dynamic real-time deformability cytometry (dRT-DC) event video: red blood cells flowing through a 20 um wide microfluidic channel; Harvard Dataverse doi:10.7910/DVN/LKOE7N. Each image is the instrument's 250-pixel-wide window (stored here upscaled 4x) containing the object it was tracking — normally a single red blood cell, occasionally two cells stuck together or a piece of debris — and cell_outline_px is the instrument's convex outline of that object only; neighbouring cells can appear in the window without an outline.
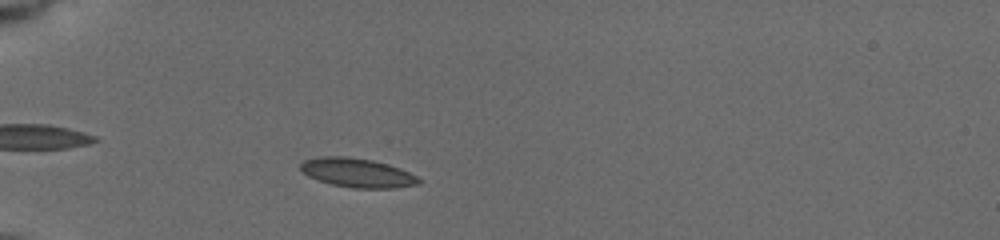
{"species": "common noctule bat (a hibernating species)", "species_latin": "Nyctalus noctula", "temperature_condition": "cold", "stored_images_in_passage": 41, "camera_frame_rate_fps": 3000, "um_per_image_px": 0.085, "animal": {"sex": "female", "body_mass_g": 19.5, "forearm_length_mm": 54.1}, "frame": {"image": 1, "passage_image": 8, "time_ms": 2.0, "image_size_px": [1000, 240], "cell_outline_px": [[420, 184], [396, 188], [352, 188], [332, 184], [308, 176], [300, 168], [300, 164], [304, 160], [320, 156], [344, 156], [372, 160], [388, 164], [400, 168], [416, 176], [420, 180]], "centroid_in_image_um": [30.38, 14.68], "position_along_channel_um": 54.6, "area_um2": 19.94}}
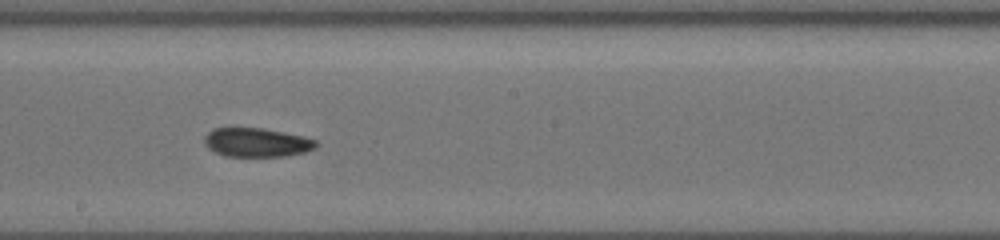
{"frame": {"image": 2, "passage_image": 26, "time_ms": 7.0, "image_size_px": [1000, 240], "cell_outline_px": [[316, 148], [304, 152], [288, 156], [224, 156], [208, 148], [204, 144], [204, 136], [208, 132], [216, 128], [260, 128], [304, 136], [316, 140]], "centroid_in_image_um": [21.81, 12.11], "position_along_channel_um": 226.4, "area_um2": 18.73}}
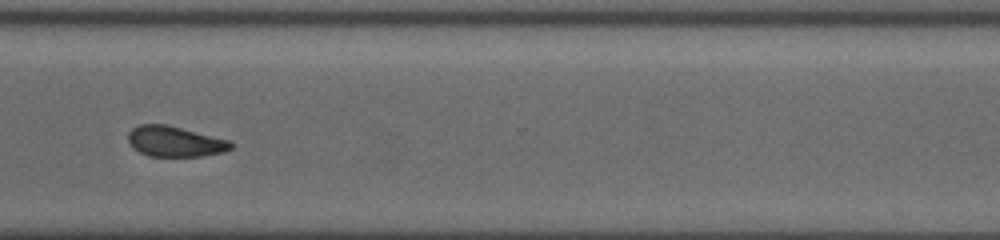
{"frame": {"image": 3, "passage_image": 40, "time_ms": 10.333, "image_size_px": [1000, 240], "cell_outline_px": [[232, 148], [224, 152], [204, 156], [148, 156], [132, 148], [128, 140], [128, 132], [132, 128], [140, 124], [164, 124], [232, 140]], "centroid_in_image_um": [14.88, 12.03], "position_along_channel_um": 355.7, "area_um2": 18.38}}